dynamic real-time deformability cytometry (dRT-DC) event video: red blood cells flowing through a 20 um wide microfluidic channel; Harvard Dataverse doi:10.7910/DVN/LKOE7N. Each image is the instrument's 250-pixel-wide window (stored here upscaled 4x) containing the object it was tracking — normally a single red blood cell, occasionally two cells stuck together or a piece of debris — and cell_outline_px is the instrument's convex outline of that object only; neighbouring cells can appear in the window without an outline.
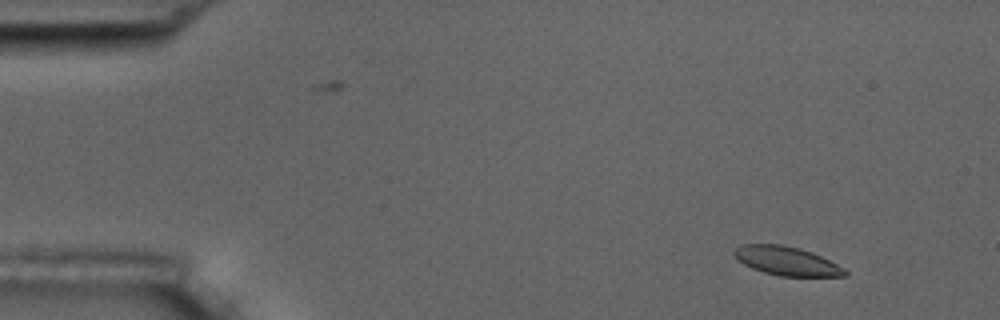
{"species": "common noctule bat (a hibernating species)", "species_latin": "Nyctalus noctula", "temperature_condition": "room temperature", "stored_images_in_passage": 5, "camera_frame_rate_fps": 3000, "um_per_image_px": 0.085, "animal": {"sex": "male", "body_mass_g": 17.5, "forearm_length_mm": 52.3}, "frame": {"image": 1, "passage_image": 2, "time_ms": 0.333, "image_size_px": [1000, 320], "cell_outline_px": [[848, 276], [780, 276], [764, 272], [752, 268], [736, 260], [732, 252], [740, 244], [780, 244], [800, 248], [812, 252], [844, 268], [848, 272]], "centroid_in_image_um": [66.83, 22.17], "position_along_channel_um": 18.2, "area_um2": 18.61}}
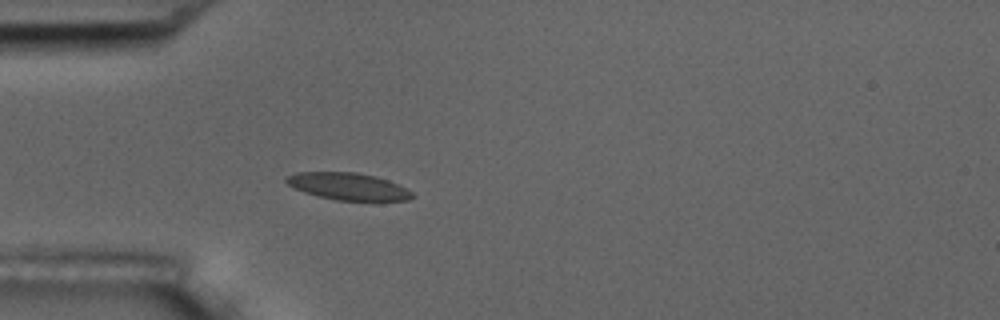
{"frame": {"image": 2, "passage_image": 5, "time_ms": 1.333, "image_size_px": [1000, 320], "cell_outline_px": [[416, 196], [408, 200], [336, 200], [304, 192], [288, 184], [284, 180], [288, 176], [296, 172], [356, 172], [376, 176], [388, 180], [412, 192]], "centroid_in_image_um": [29.59, 15.83], "position_along_channel_um": 55.4, "area_um2": 19.59}}